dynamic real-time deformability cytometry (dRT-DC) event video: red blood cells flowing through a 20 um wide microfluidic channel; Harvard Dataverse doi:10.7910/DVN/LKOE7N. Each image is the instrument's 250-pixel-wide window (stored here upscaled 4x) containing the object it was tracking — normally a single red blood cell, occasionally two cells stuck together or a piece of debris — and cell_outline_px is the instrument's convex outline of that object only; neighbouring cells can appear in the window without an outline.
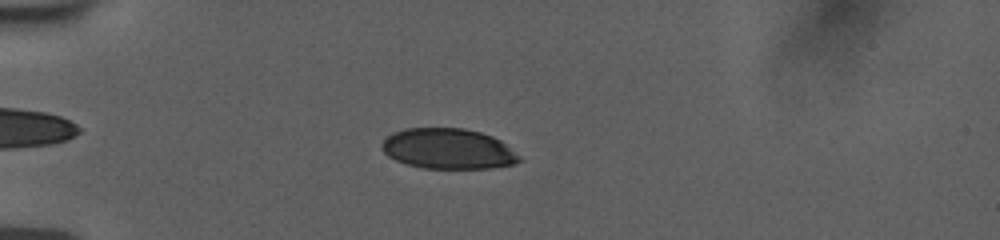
{"species": "human", "species_latin": "Homo sapiens", "temperature_condition": "room temperature", "stored_images_in_passage": 43, "camera_frame_rate_fps": 3000, "um_per_image_px": 0.085, "donor": {"sex": "female"}, "frame": {"image": 1, "passage_image": 3, "time_ms": 0.667, "image_size_px": [1000, 240], "cell_outline_px": [[524, 160], [512, 164], [488, 168], [424, 168], [408, 164], [396, 160], [388, 156], [380, 148], [380, 144], [392, 132], [404, 128], [464, 128], [480, 132], [492, 136], [500, 140], [520, 156]], "centroid_in_image_um": [38.07, 12.64], "position_along_channel_um": 46.9, "area_um2": 32.37}}
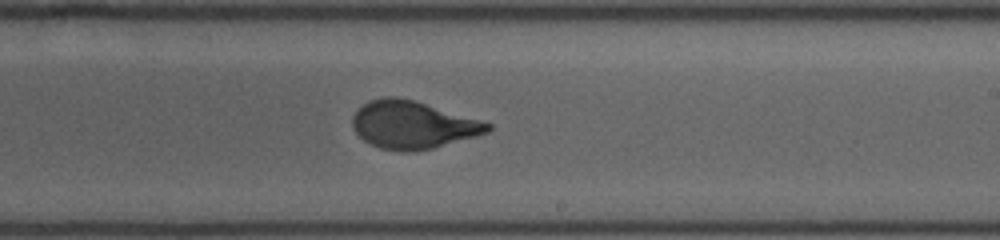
{"frame": {"image": 2, "passage_image": 22, "time_ms": 7.0, "image_size_px": [1000, 240], "cell_outline_px": [[492, 128], [488, 132], [476, 136], [432, 148], [416, 152], [400, 152], [380, 148], [364, 140], [352, 128], [352, 116], [364, 104], [372, 100], [384, 96], [396, 96], [412, 100], [492, 124]], "centroid_in_image_um": [35.05, 10.63], "position_along_channel_um": 253.9, "area_um2": 37.05}}
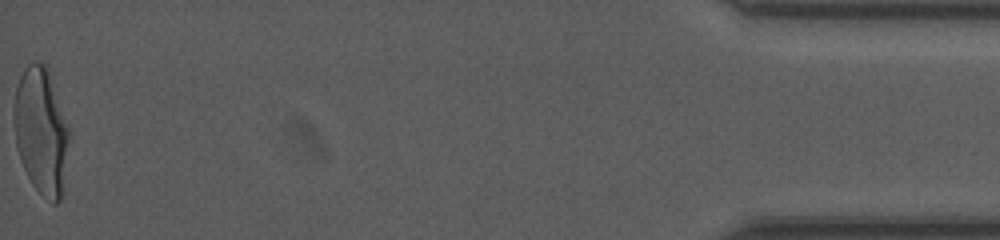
{"frame": {"image": 3, "passage_image": 43, "time_ms": 14.0, "image_size_px": [1000, 240], "cell_outline_px": [[72, 132], [64, 192], [60, 200], [56, 204], [52, 204], [32, 184], [20, 160], [16, 144], [16, 88], [20, 76], [24, 68], [28, 64], [44, 64]], "centroid_in_image_um": [3.58, 11.27], "position_along_channel_um": 431.6, "area_um2": 40.52}, "authors_computed_cell_mechanics": {"area_um2": 37.0498, "velocity_mm_per_s": 3.774, "shape_relaxation_time_tau1_ms": 3.7773, "shape_relaxation_time_tau2_ms": null, "deformation_change_tau1": 0.1653, "deformation_change_tau2": null}}